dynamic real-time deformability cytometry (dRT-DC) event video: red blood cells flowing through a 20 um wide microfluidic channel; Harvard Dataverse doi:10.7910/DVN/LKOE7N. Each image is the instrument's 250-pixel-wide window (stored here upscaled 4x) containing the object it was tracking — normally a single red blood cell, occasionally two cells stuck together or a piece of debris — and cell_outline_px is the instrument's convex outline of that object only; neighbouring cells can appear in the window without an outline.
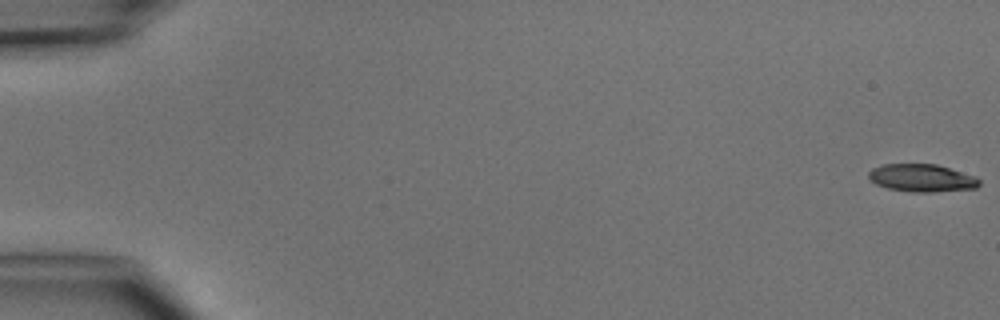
{"species": "common noctule bat (a hibernating species)", "species_latin": "Nyctalus noctula", "temperature_condition": "cold", "stored_images_in_passage": 4, "camera_frame_rate_fps": 3000, "um_per_image_px": 0.085, "animal": {"sex": "male", "body_mass_g": 15.6}, "frame": {"image": 1, "passage_image": 1, "time_ms": 0.0, "image_size_px": [1000, 320], "cell_outline_px": [[980, 184], [976, 188], [932, 192], [912, 192], [888, 188], [876, 184], [868, 176], [868, 172], [872, 168], [884, 164], [936, 164], [976, 176], [980, 180]], "centroid_in_image_um": [78.37, 15.12], "position_along_channel_um": 6.6, "area_um2": 17.8}}
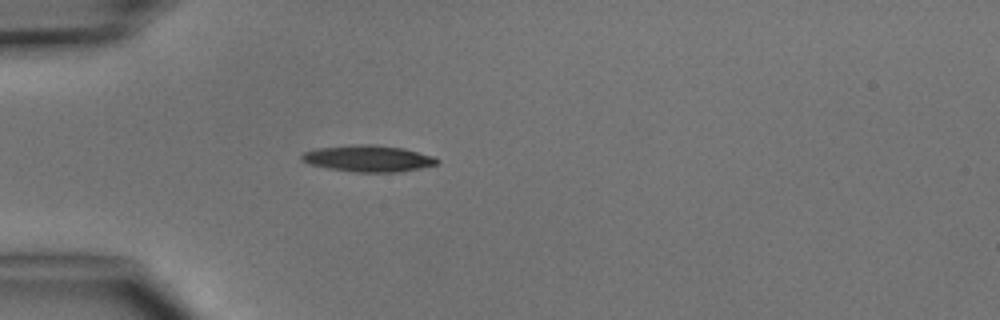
{"frame": {"image": 2, "passage_image": 4, "time_ms": 4.667, "image_size_px": [1000, 320], "cell_outline_px": [[440, 160], [436, 164], [420, 168], [396, 172], [356, 172], [328, 168], [308, 164], [300, 160], [300, 156], [304, 152], [316, 148], [352, 144], [376, 144], [404, 148], [432, 156]], "centroid_in_image_um": [31.25, 13.46], "position_along_channel_um": 53.8, "area_um2": 20.98}}